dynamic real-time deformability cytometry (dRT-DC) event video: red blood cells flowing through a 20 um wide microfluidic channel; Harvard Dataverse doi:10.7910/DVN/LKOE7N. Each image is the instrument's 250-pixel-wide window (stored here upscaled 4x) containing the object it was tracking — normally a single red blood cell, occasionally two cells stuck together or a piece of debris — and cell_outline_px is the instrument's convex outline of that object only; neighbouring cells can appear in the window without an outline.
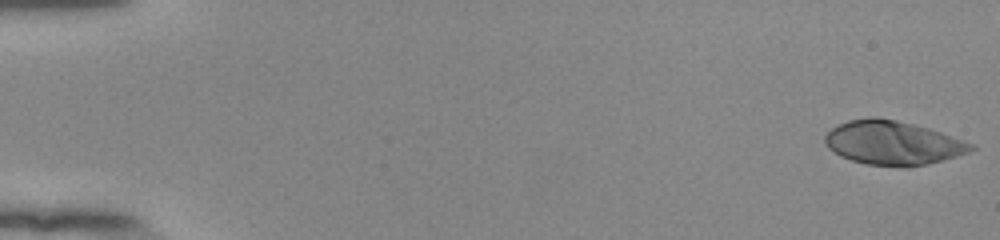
{"species": "human", "species_latin": "Homo sapiens", "temperature_condition": "room temperature", "stored_images_in_passage": 54, "camera_frame_rate_fps": 3000, "um_per_image_px": 0.085, "donor": {"sex": "female"}, "frame": {"image": 1, "passage_image": 1, "time_ms": 0.0, "image_size_px": [1000, 240], "cell_outline_px": [[976, 148], [968, 152], [956, 156], [928, 164], [868, 164], [852, 160], [840, 156], [828, 148], [824, 144], [824, 136], [832, 128], [848, 120], [872, 116], [876, 116], [896, 120], [928, 128], [976, 144]], "centroid_in_image_um": [75.87, 12.1], "position_along_channel_um": 9.1, "area_um2": 36.65}}
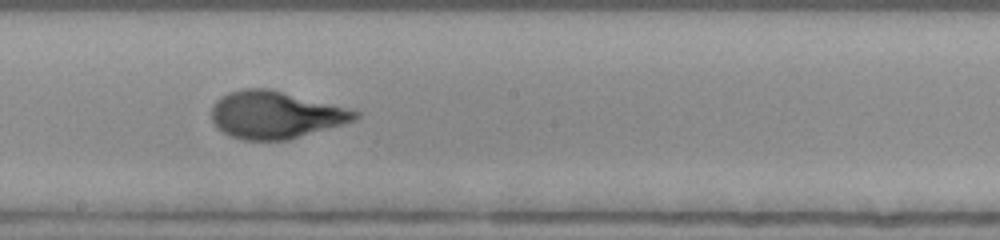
{"frame": {"image": 2, "passage_image": 31, "time_ms": 10.0, "image_size_px": [1000, 240], "cell_outline_px": [[360, 116], [356, 120], [288, 140], [240, 140], [216, 128], [212, 120], [212, 104], [216, 100], [228, 92], [240, 88], [268, 88], [360, 112]], "centroid_in_image_um": [23.35, 9.77], "position_along_channel_um": 224.8, "area_um2": 39.3}}
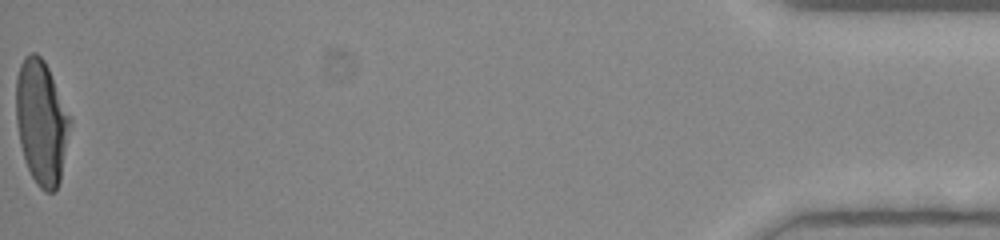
{"frame": {"image": 3, "passage_image": 54, "time_ms": 17.667, "image_size_px": [1000, 240], "cell_outline_px": [[72, 120], [60, 180], [56, 188], [52, 192], [44, 192], [36, 184], [24, 160], [20, 144], [16, 124], [16, 76], [20, 64], [24, 56], [32, 52], [36, 52], [44, 60], [48, 68]], "centroid_in_image_um": [3.51, 10.37], "position_along_channel_um": 431.7, "area_um2": 39.19}, "authors_computed_cell_mechanics": {"area_um2": 38.0902, "velocity_mm_per_s": 3.8912, "shape_relaxation_time_tau1_ms": 3.6036, "shape_relaxation_time_tau2_ms": null, "deformation_change_tau1": 0.2188, "deformation_change_tau2": null}}